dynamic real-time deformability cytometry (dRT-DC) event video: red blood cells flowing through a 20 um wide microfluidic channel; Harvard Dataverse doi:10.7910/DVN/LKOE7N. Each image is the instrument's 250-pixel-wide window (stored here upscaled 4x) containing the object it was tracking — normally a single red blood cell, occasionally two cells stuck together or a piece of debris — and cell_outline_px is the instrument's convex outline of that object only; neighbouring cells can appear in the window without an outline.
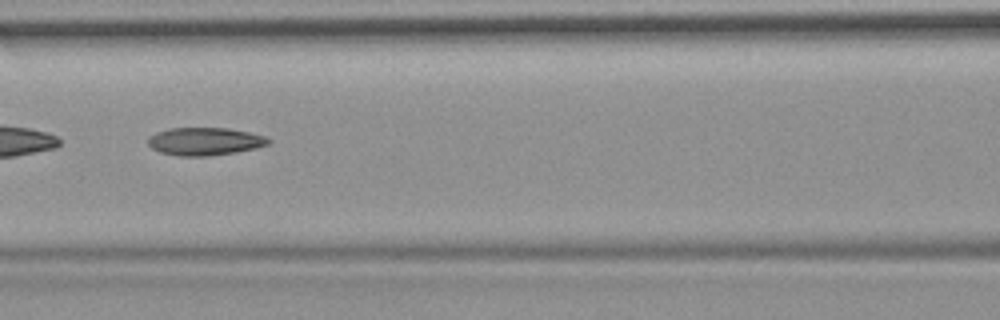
{"species": "common noctule bat (a hibernating species)", "species_latin": "Nyctalus noctula", "temperature_condition": "room temperature", "stored_images_in_passage": 9, "camera_frame_rate_fps": 3000, "um_per_image_px": 0.085, "animal": {"sex": "female", "body_mass_g": 19.9}, "frame": {"image": 1, "passage_image": 7, "time_ms": 2.0, "image_size_px": [1000, 320], "cell_outline_px": [[272, 140], [268, 144], [256, 148], [236, 152], [208, 156], [180, 156], [160, 152], [152, 148], [148, 144], [148, 136], [156, 132], [168, 128], [228, 128], [248, 132], [264, 136]], "centroid_in_image_um": [17.39, 12.01], "position_along_channel_um": 149.2, "area_um2": 19.54}}